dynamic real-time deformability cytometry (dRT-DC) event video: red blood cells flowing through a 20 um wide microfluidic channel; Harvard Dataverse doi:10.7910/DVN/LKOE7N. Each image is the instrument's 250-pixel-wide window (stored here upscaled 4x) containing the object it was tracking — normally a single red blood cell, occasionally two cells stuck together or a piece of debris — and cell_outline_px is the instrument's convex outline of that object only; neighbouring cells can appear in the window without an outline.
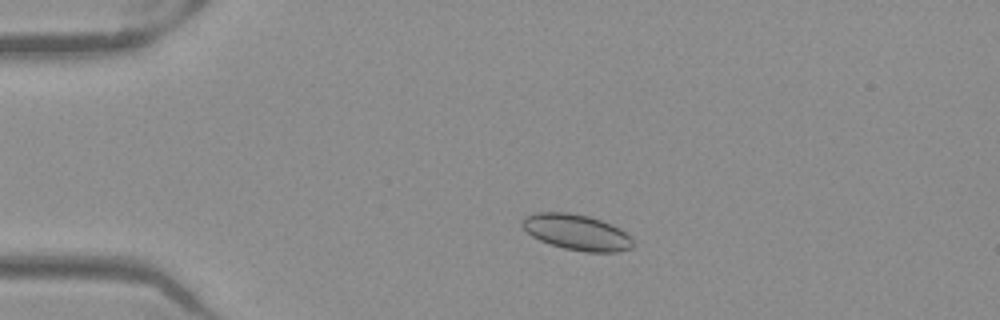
{"species": "Egyptian fruit bat (a non-hibernating species)", "species_latin": "Rousettus aegyptiacus", "temperature_condition": "warm", "stored_images_in_passage": 50, "camera_frame_rate_fps": 3000, "um_per_image_px": 0.085, "frame": {"image": 1, "passage_image": 10, "time_ms": 3.0, "image_size_px": [1000, 320], "cell_outline_px": [[632, 248], [616, 252], [584, 252], [564, 248], [540, 240], [532, 236], [520, 224], [520, 220], [524, 216], [536, 212], [568, 212], [588, 216], [612, 224], [620, 228], [632, 240]], "centroid_in_image_um": [48.98, 19.73], "position_along_channel_um": 36.0, "area_um2": 23.0}}
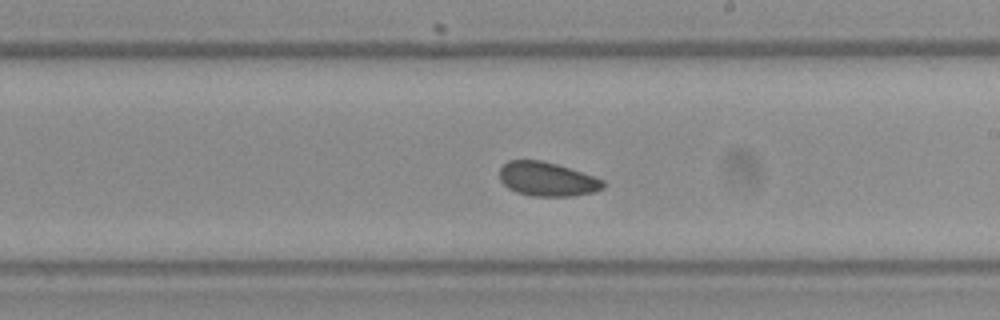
{"frame": {"image": 2, "passage_image": 29, "time_ms": 9.333, "image_size_px": [1000, 320], "cell_outline_px": [[604, 188], [592, 192], [572, 196], [532, 196], [516, 192], [508, 188], [500, 180], [500, 168], [508, 160], [540, 160], [556, 164], [604, 180]], "centroid_in_image_um": [46.48, 15.23], "position_along_channel_um": 242.5, "area_um2": 20.35}}
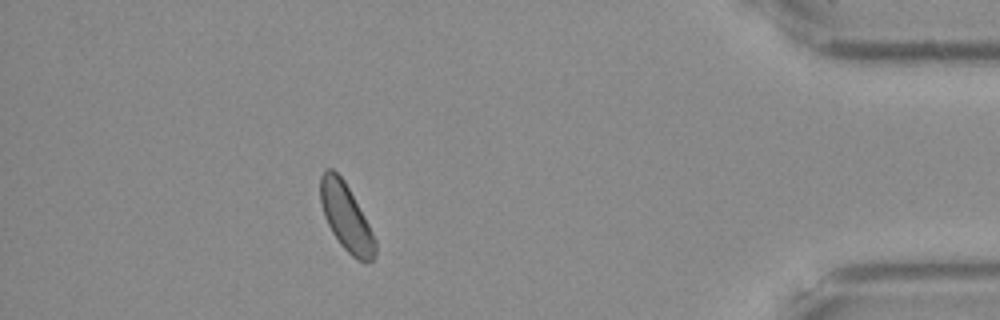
{"frame": {"image": 3, "passage_image": 45, "time_ms": 14.667, "image_size_px": [1000, 320], "cell_outline_px": [[376, 256], [368, 264], [364, 264], [356, 260], [340, 244], [332, 232], [324, 216], [320, 200], [320, 176], [324, 168], [332, 168], [344, 180], [364, 216], [376, 240]], "centroid_in_image_um": [29.42, 18.49], "position_along_channel_um": 405.8, "area_um2": 21.5}, "authors_computed_cell_mechanics": {"area_um2": 21.1837, "velocity_mm_per_s": 3.9342, "shape_relaxation_time_tau1_ms": 2.1825, "shape_relaxation_time_tau2_ms": null, "deformation_change_tau1": 0.0405, "deformation_change_tau2": null}}